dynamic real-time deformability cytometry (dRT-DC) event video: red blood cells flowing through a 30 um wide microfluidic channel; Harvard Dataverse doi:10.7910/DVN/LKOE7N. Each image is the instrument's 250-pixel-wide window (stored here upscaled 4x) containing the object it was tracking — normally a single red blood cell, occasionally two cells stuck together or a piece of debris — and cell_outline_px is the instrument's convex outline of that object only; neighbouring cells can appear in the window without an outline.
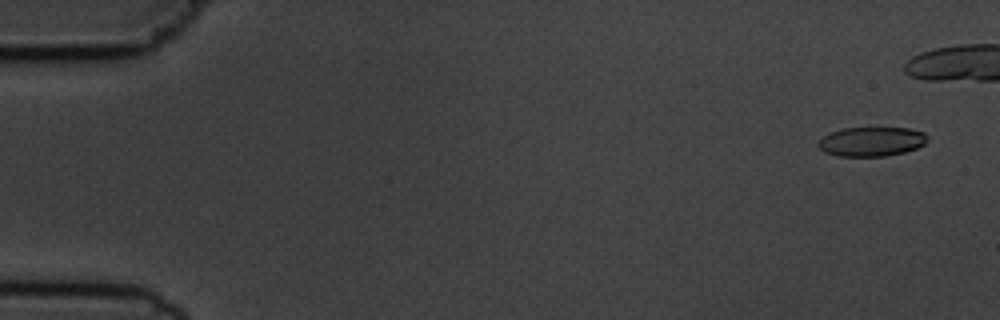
{"species": "common noctule bat (a hibernating species)", "species_latin": "Nyctalus noctula", "temperature_condition": "cold", "stored_images_in_passage": 6, "segment_of_instrument_passage": [2, 2], "camera_frame_rate_fps": 3000, "um_per_image_px": 0.085, "animal": {"sex": "male", "body_mass_g": 19.5, "forearm_length_mm": 54.6}, "frame": {"image": 1, "passage_image": 6, "time_ms": 5.667, "image_size_px": [1000, 320], "cell_outline_px": [[928, 140], [924, 144], [916, 148], [904, 152], [888, 156], [840, 156], [824, 152], [816, 144], [816, 140], [832, 132], [844, 128], [908, 128], [924, 132], [928, 136]], "centroid_in_image_um": [74.07, 12.03], "position_along_channel_um": 10.9, "area_um2": 18.73}}